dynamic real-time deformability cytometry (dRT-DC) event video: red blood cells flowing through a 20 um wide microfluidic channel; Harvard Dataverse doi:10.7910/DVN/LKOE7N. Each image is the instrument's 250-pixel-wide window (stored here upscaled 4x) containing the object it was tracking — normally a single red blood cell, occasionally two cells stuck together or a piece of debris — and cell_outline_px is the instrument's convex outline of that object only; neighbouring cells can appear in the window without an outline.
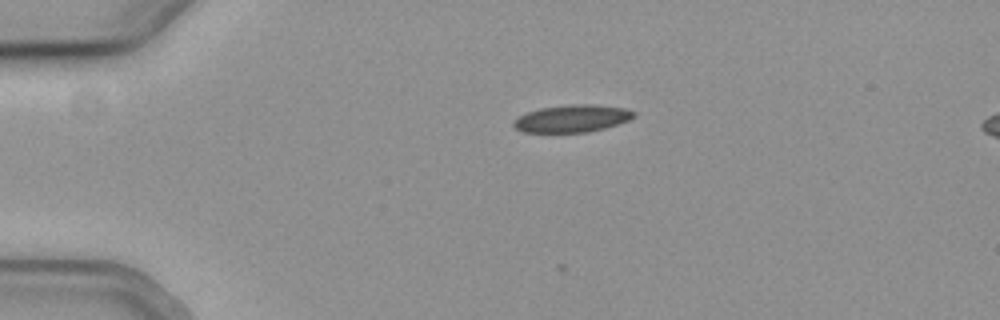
{"species": "common noctule bat (a hibernating species)", "species_latin": "Nyctalus noctula", "temperature_condition": "cold", "stored_images_in_passage": 43, "camera_frame_rate_fps": 3000, "um_per_image_px": 0.085, "animal": {"sex": "female", "body_mass_g": 19.3, "forearm_length_mm": 54.1}, "frame": {"image": 1, "passage_image": 3, "time_ms": 0.667, "image_size_px": [1000, 320], "cell_outline_px": [[636, 116], [628, 120], [604, 128], [588, 132], [524, 132], [516, 128], [512, 124], [512, 120], [528, 112], [540, 108], [572, 104], [596, 104], [624, 108], [636, 112]], "centroid_in_image_um": [48.63, 10.06], "position_along_channel_um": 36.4, "area_um2": 19.07}}
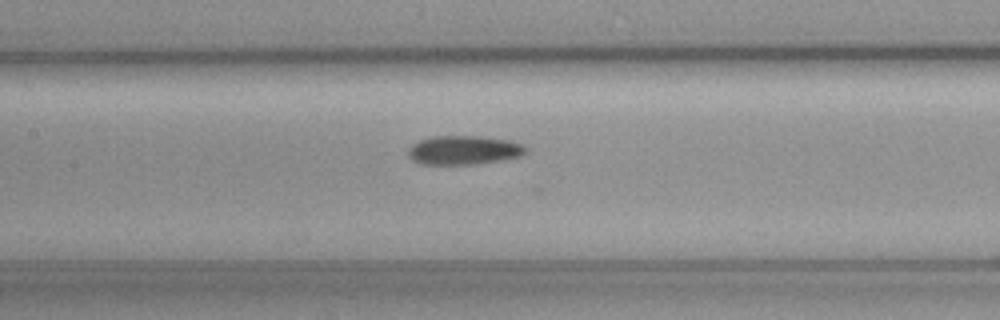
{"frame": {"image": 2, "passage_image": 17, "time_ms": 5.333, "image_size_px": [1000, 320], "cell_outline_px": [[528, 148], [520, 156], [500, 160], [472, 164], [420, 164], [412, 160], [408, 156], [408, 148], [412, 144], [420, 140], [432, 136], [480, 136], [508, 140], [524, 144]], "centroid_in_image_um": [39.39, 12.75], "position_along_channel_um": 168.0, "area_um2": 19.83}}
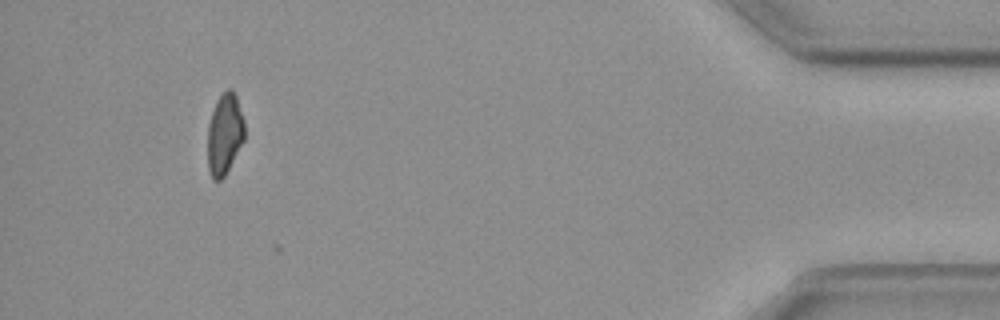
{"frame": {"image": 3, "passage_image": 42, "time_ms": 13.667, "image_size_px": [1000, 320], "cell_outline_px": [[244, 140], [224, 176], [220, 180], [212, 180], [208, 168], [208, 124], [216, 100], [228, 88], [232, 88], [236, 96], [244, 120]], "centroid_in_image_um": [19.08, 11.39], "position_along_channel_um": 416.1, "area_um2": 17.34}}